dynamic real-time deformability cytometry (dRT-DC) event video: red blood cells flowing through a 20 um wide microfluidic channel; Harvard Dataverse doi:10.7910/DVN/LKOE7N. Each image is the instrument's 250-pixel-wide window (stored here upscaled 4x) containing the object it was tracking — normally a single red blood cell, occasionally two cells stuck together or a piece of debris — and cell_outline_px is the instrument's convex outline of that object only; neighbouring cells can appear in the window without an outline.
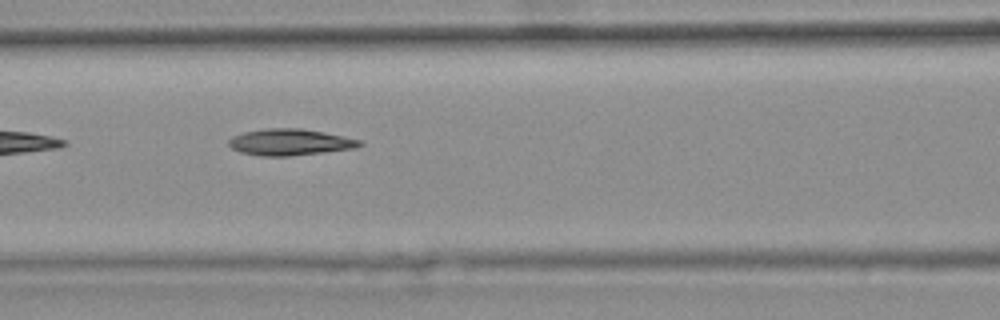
{"species": "common noctule bat (a hibernating species)", "species_latin": "Nyctalus noctula", "temperature_condition": "warm", "stored_images_in_passage": 6, "camera_frame_rate_fps": 3000, "um_per_image_px": 0.085, "animal": {"sex": "female", "body_mass_g": 25.1}, "frame": {"image": 1, "passage_image": 6, "time_ms": 1.667, "image_size_px": [1000, 320], "cell_outline_px": [[364, 144], [352, 148], [288, 156], [260, 156], [240, 152], [232, 148], [228, 144], [228, 140], [232, 136], [244, 132], [264, 128], [300, 128], [360, 140]], "centroid_in_image_um": [24.55, 12.08], "position_along_channel_um": 142.1, "area_um2": 19.77}}